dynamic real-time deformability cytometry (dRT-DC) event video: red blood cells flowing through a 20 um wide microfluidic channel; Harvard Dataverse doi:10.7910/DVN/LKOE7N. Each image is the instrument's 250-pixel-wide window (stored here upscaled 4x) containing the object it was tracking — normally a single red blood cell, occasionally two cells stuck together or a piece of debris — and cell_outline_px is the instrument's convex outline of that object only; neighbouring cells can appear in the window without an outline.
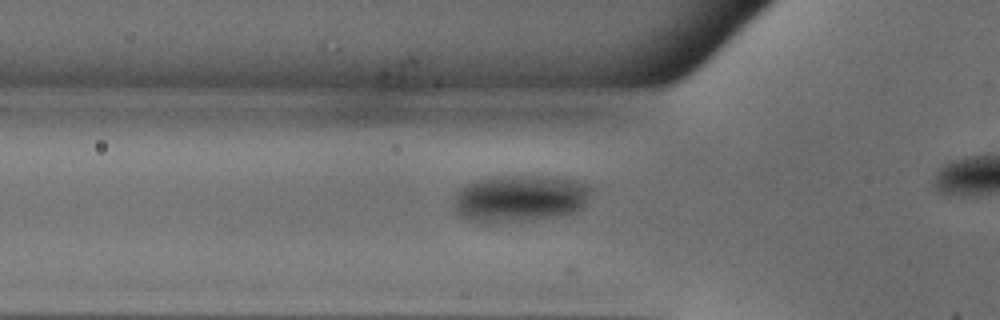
{"species": "common noctule bat (a hibernating species)", "species_latin": "Nyctalus noctula", "temperature_condition": "warm", "stored_images_in_passage": 35, "camera_frame_rate_fps": 3000, "um_per_image_px": 0.085, "animal": {"sex": "male", "body_mass_g": 18.8}, "frame": {"image": 1, "passage_image": 11, "time_ms": 3.333, "image_size_px": [1000, 320], "cell_outline_px": [[592, 188], [584, 204], [576, 212], [568, 216], [532, 220], [468, 220], [456, 212], [452, 204], [456, 192], [464, 184], [484, 176], [556, 176], [576, 180], [592, 184]], "centroid_in_image_um": [44.23, 16.82], "position_along_channel_um": 81.6, "area_um2": 37.97}}
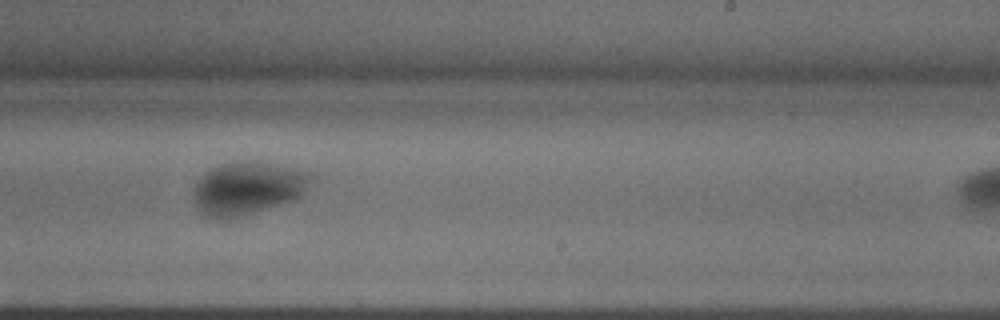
{"frame": {"image": 2, "passage_image": 25, "time_ms": 8.0, "image_size_px": [1000, 320], "cell_outline_px": [[308, 180], [304, 192], [296, 200], [228, 220], [204, 216], [196, 208], [196, 180], [212, 168], [220, 164], [236, 160], [260, 160], [308, 172]], "centroid_in_image_um": [21.02, 15.99], "position_along_channel_um": 268.0, "area_um2": 36.18}}
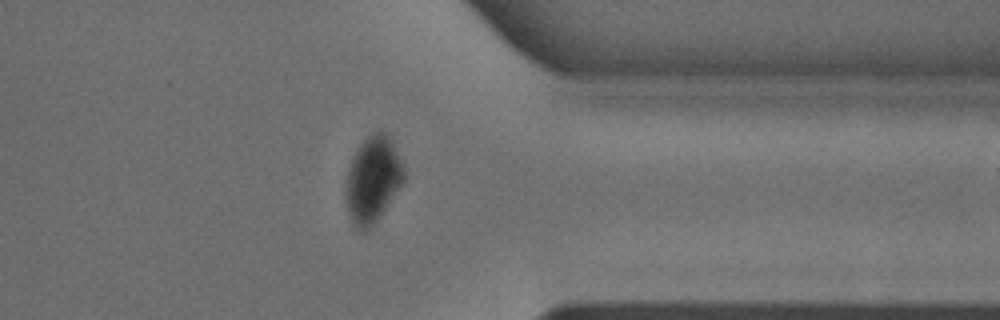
{"frame": {"image": 3, "passage_image": 34, "time_ms": 11.0, "image_size_px": [1000, 320], "cell_outline_px": [[404, 184], [380, 216], [364, 232], [360, 232], [352, 224], [348, 212], [344, 196], [344, 192], [348, 168], [356, 148], [372, 132], [380, 128], [388, 136], [404, 164]], "centroid_in_image_um": [31.68, 15.26], "position_along_channel_um": 379.7, "area_um2": 29.65}}